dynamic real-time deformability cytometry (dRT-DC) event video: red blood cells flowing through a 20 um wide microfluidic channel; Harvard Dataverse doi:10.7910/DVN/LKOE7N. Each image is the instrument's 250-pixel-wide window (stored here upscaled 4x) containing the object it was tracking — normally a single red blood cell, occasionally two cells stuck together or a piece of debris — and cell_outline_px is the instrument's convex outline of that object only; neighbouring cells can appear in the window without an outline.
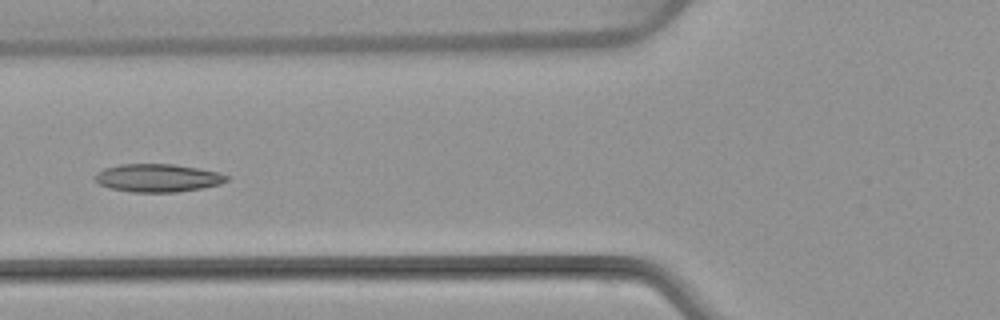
{"species": "common noctule bat (a hibernating species)", "species_latin": "Nyctalus noctula", "temperature_condition": "warm", "stored_images_in_passage": 6, "camera_frame_rate_fps": 3000, "um_per_image_px": 0.085, "animal": {"sex": "female", "body_mass_g": 22.7, "forearm_length_mm": 54.2}, "frame": {"image": 1, "passage_image": 6, "time_ms": 6.0, "image_size_px": [1000, 320], "cell_outline_px": [[232, 176], [228, 180], [220, 184], [200, 188], [176, 192], [132, 192], [108, 188], [100, 184], [92, 176], [96, 172], [104, 168], [120, 164], [172, 164], [200, 168], [220, 172]], "centroid_in_image_um": [13.42, 15.12], "position_along_channel_um": 112.4, "area_um2": 21.73}}